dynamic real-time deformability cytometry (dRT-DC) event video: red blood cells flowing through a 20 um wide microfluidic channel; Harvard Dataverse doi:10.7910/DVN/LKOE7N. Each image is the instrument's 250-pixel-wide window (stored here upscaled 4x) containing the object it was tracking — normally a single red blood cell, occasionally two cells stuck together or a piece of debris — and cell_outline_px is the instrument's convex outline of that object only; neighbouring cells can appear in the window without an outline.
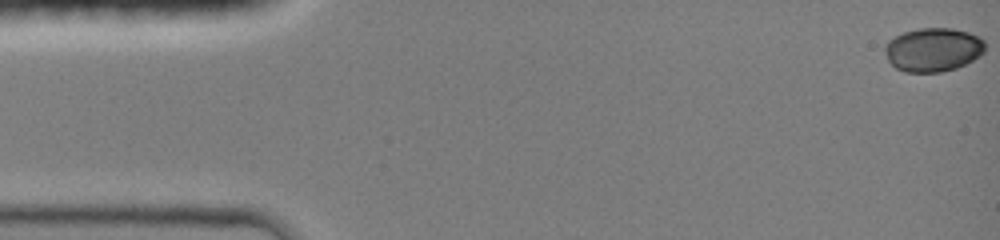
{"species": "common noctule bat (a hibernating species)", "species_latin": "Nyctalus noctula", "temperature_condition": "room temperature", "stored_images_in_passage": 45, "camera_frame_rate_fps": 3000, "um_per_image_px": 0.085, "animal": {"sex": "female", "body_mass_g": 19.0, "forearm_length_mm": 51.5}, "frame": {"image": 1, "passage_image": 1, "time_ms": 0.0, "image_size_px": [1000, 240], "cell_outline_px": [[984, 52], [980, 56], [956, 68], [940, 72], [904, 72], [896, 68], [888, 60], [884, 52], [884, 44], [888, 40], [904, 32], [920, 28], [952, 28], [968, 32], [980, 36], [984, 40]], "centroid_in_image_um": [79.3, 4.22], "position_along_channel_um": 5.7, "area_um2": 25.66}}
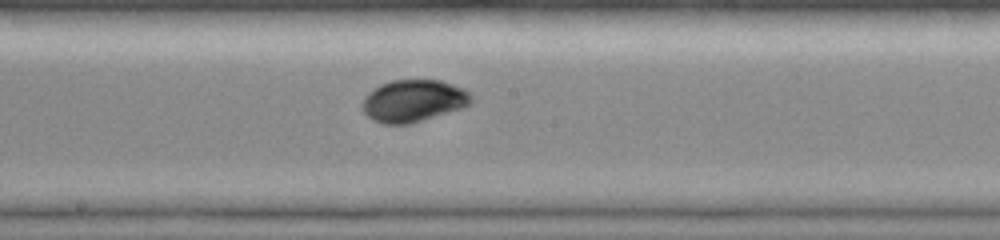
{"frame": {"image": 2, "passage_image": 25, "time_ms": 8.0, "image_size_px": [1000, 240], "cell_outline_px": [[472, 100], [468, 104], [460, 108], [412, 124], [384, 124], [372, 120], [364, 112], [364, 96], [368, 92], [380, 84], [392, 80], [440, 80], [464, 88], [472, 96]], "centroid_in_image_um": [35.13, 8.57], "position_along_channel_um": 213.1, "area_um2": 26.59}}
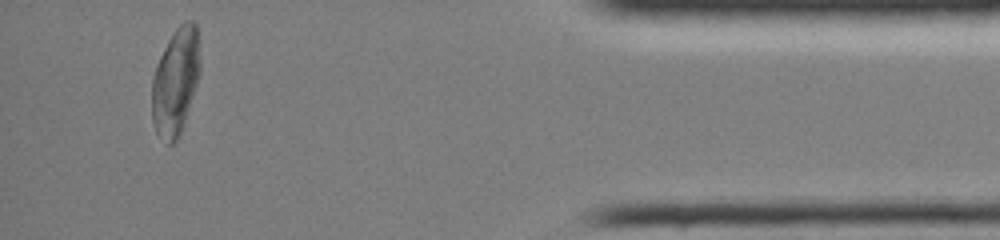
{"frame": {"image": 3, "passage_image": 43, "time_ms": 14.0, "image_size_px": [1000, 240], "cell_outline_px": [[200, 72], [184, 128], [180, 136], [172, 144], [168, 144], [156, 132], [152, 120], [152, 76], [156, 64], [168, 40], [176, 28], [184, 20], [192, 20], [196, 24], [200, 60]], "centroid_in_image_um": [14.93, 6.95], "position_along_channel_um": 420.3, "area_um2": 30.35}, "authors_computed_cell_mechanics": {"area_um2": 26.3568, "velocity_mm_per_s": 4.1919, "shape_relaxation_time_tau1_ms": 1.8067, "shape_relaxation_time_tau2_ms": 0.9678, "deformation_change_tau1": 0.0735, "deformation_change_tau2": 0.0247}}